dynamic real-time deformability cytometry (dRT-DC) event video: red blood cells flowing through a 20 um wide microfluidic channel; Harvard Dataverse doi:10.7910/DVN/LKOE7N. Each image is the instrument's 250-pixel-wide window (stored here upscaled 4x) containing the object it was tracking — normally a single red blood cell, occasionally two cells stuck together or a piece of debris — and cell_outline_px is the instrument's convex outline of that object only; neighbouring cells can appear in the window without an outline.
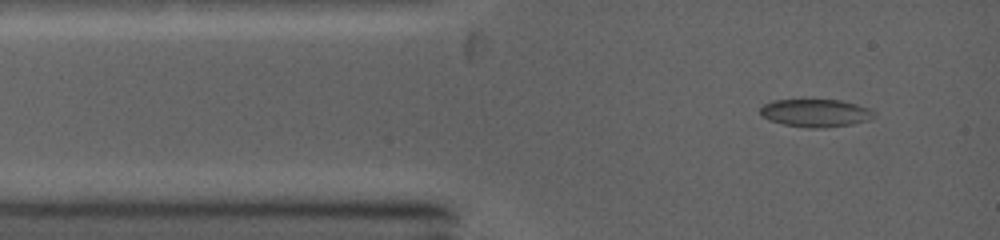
{"species": "common noctule bat (a hibernating species)", "species_latin": "Nyctalus noctula", "temperature_condition": "warm", "stored_images_in_passage": 2, "camera_frame_rate_fps": 5000, "um_per_image_px": 0.085, "animal": {"sex": "female", "body_mass_g": 19.0, "forearm_length_mm": 53.3}, "frame": {"image": 1, "passage_image": 1, "time_ms": 0.0, "image_size_px": [1000, 240], "cell_outline_px": [[876, 116], [868, 120], [852, 124], [824, 128], [808, 128], [784, 124], [768, 120], [760, 116], [760, 108], [764, 104], [772, 100], [840, 100], [856, 104], [868, 108], [876, 112]], "centroid_in_image_um": [69.31, 9.61], "position_along_channel_um": 15.7, "area_um2": 18.55}}